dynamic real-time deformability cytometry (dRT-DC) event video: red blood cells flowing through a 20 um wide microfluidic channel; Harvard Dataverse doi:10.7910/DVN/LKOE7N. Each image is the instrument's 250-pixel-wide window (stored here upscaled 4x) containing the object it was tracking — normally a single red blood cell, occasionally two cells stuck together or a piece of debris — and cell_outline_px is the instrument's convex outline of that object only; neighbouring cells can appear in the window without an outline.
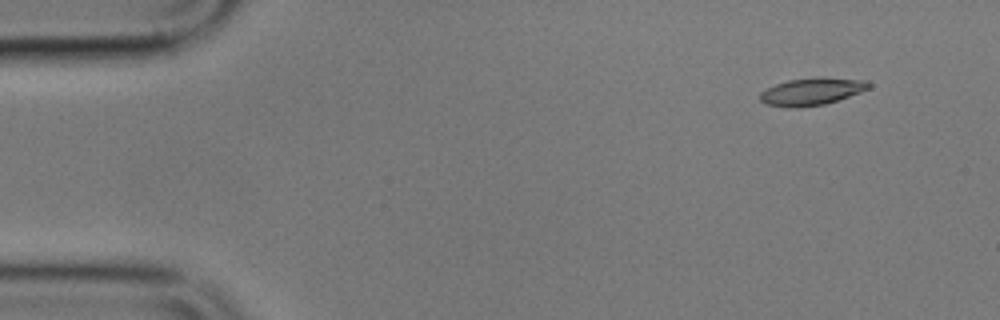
{"species": "common noctule bat (a hibernating species)", "species_latin": "Nyctalus noctula", "temperature_condition": "cold", "stored_images_in_passage": 2, "camera_frame_rate_fps": 3000, "um_per_image_px": 0.085, "animal": {"sex": "male", "body_mass_g": 17.9}, "frame": {"image": 1, "passage_image": 2, "time_ms": 1.333, "image_size_px": [1000, 320], "cell_outline_px": [[872, 84], [868, 88], [848, 96], [824, 104], [800, 108], [788, 108], [764, 104], [760, 100], [760, 92], [776, 84], [788, 80], [868, 80]], "centroid_in_image_um": [68.89, 7.85], "position_along_channel_um": 16.1, "area_um2": 16.3}}